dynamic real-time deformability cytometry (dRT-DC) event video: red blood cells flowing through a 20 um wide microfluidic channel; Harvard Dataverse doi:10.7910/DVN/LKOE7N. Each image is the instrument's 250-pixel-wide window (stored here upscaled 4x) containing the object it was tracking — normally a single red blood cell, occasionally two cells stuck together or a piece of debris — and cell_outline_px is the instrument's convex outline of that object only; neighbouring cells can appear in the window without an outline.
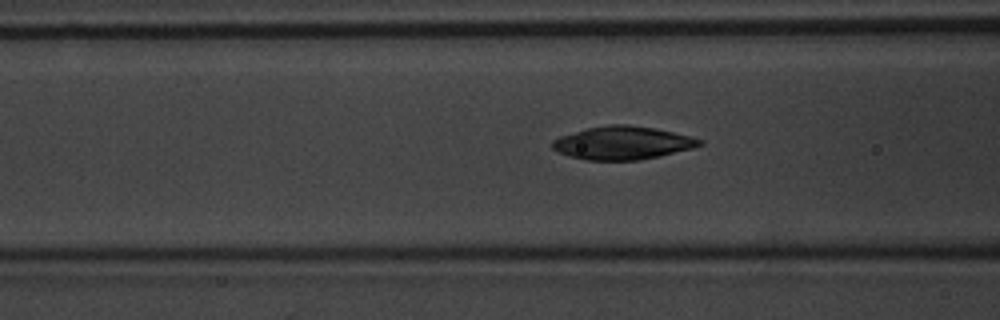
{"species": "common noctule bat (a hibernating species)", "species_latin": "Nyctalus noctula", "temperature_condition": "warm", "stored_images_in_passage": 55, "camera_frame_rate_fps": 3000, "um_per_image_px": 0.085, "animal": {"sex": "male", "body_mass_g": 20.1, "forearm_length_mm": 53.5}, "frame": {"image": 1, "passage_image": 22, "time_ms": 7.0, "image_size_px": [1000, 320], "cell_outline_px": [[704, 144], [692, 148], [660, 156], [640, 160], [588, 160], [572, 156], [560, 152], [552, 148], [552, 140], [560, 136], [588, 128], [608, 124], [628, 124], [656, 128], [704, 140]], "centroid_in_image_um": [52.94, 12.14], "position_along_channel_um": 113.7, "area_um2": 28.26}}
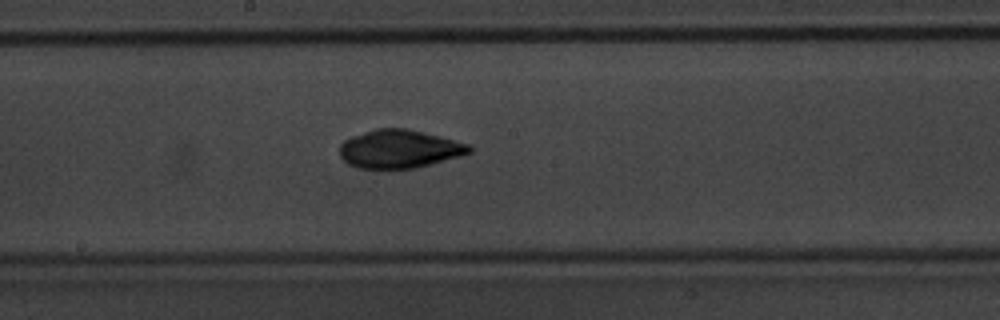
{"frame": {"image": 2, "passage_image": 30, "time_ms": 9.667, "image_size_px": [1000, 320], "cell_outline_px": [[472, 152], [460, 156], [432, 164], [416, 168], [388, 172], [360, 168], [348, 164], [340, 156], [340, 144], [344, 140], [352, 136], [376, 128], [404, 128], [424, 132], [440, 136], [468, 144], [472, 148]], "centroid_in_image_um": [33.92, 12.7], "position_along_channel_um": 214.3, "area_um2": 29.65}}
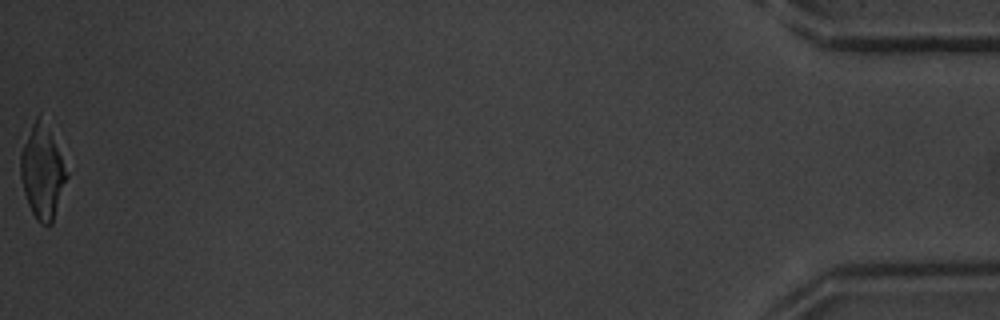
{"frame": {"image": 3, "passage_image": 55, "time_ms": 18.0, "image_size_px": [1000, 320], "cell_outline_px": [[68, 176], [52, 224], [48, 228], [40, 224], [36, 220], [28, 204], [24, 192], [20, 176], [20, 152], [32, 124], [36, 116], [40, 112], [68, 172]], "centroid_in_image_um": [3.58, 14.67], "position_along_channel_um": 431.6, "area_um2": 24.97}, "authors_computed_cell_mechanics": {"area_um2": 27.9752, "velocity_mm_per_s": 3.7607, "shape_relaxation_time_tau1_ms": 5.0375, "shape_relaxation_time_tau2_ms": 1.9665, "deformation_change_tau1": 0.1807, "deformation_change_tau2": 0.0509}}